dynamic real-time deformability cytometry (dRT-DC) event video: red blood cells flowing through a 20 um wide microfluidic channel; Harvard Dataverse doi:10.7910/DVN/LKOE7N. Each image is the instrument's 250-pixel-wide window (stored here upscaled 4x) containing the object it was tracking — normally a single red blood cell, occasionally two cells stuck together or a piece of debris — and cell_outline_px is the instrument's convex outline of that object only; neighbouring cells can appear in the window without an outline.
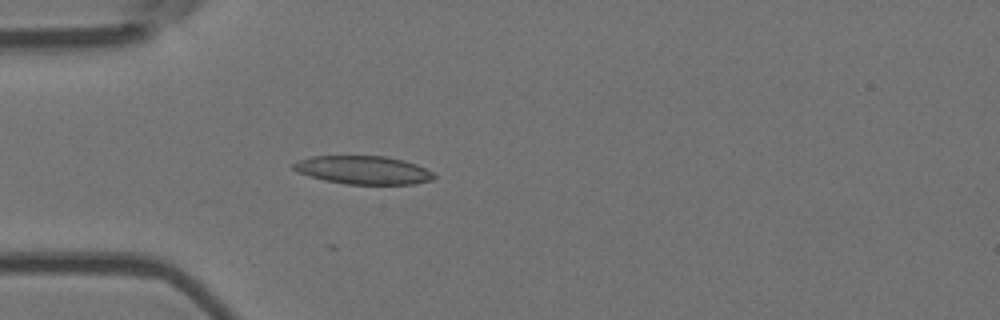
{"species": "Egyptian fruit bat (a non-hibernating species)", "species_latin": "Rousettus aegyptiacus", "temperature_condition": "room temperature", "stored_images_in_passage": 5, "camera_frame_rate_fps": 3000, "um_per_image_px": 0.085, "animal": {"sex": "female"}, "frame": {"image": 1, "passage_image": 5, "time_ms": 1.333, "image_size_px": [1000, 320], "cell_outline_px": [[436, 176], [432, 180], [416, 184], [348, 184], [324, 180], [296, 172], [292, 168], [292, 164], [300, 160], [312, 156], [384, 156], [404, 160], [416, 164], [432, 172]], "centroid_in_image_um": [30.88, 14.45], "position_along_channel_um": 54.1, "area_um2": 23.12}}